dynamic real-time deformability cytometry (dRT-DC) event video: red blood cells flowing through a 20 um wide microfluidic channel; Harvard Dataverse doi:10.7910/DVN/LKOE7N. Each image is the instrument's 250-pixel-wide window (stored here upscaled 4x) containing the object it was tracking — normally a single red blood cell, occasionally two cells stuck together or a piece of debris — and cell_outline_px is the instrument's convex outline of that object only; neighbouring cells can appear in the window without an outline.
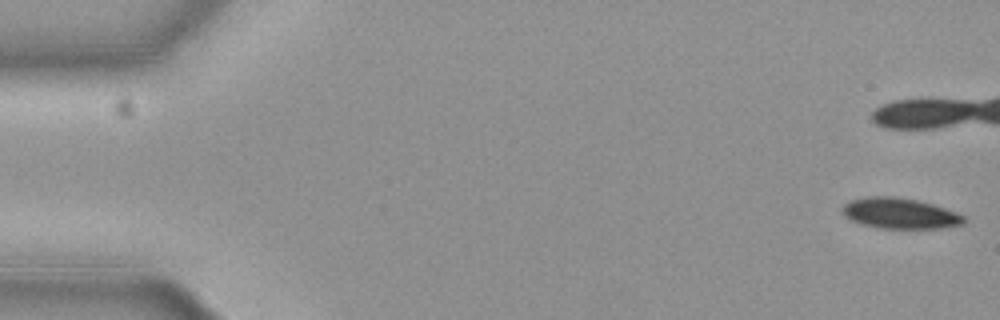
{"species": "common noctule bat (a hibernating species)", "species_latin": "Nyctalus noctula", "temperature_condition": "cold", "stored_images_in_passage": 10, "camera_frame_rate_fps": 3000, "um_per_image_px": 0.085, "animal": {"sex": "female", "body_mass_g": 19.3, "forearm_length_mm": 54.1}, "frame": {"image": 1, "passage_image": 1, "time_ms": 0.0, "image_size_px": [1000, 320], "cell_outline_px": [[964, 224], [940, 228], [880, 228], [864, 224], [852, 220], [844, 216], [840, 212], [840, 208], [844, 204], [852, 200], [868, 196], [896, 196], [916, 200], [932, 204], [944, 208], [964, 216]], "centroid_in_image_um": [76.44, 18.13], "position_along_channel_um": 8.6, "area_um2": 21.56}}